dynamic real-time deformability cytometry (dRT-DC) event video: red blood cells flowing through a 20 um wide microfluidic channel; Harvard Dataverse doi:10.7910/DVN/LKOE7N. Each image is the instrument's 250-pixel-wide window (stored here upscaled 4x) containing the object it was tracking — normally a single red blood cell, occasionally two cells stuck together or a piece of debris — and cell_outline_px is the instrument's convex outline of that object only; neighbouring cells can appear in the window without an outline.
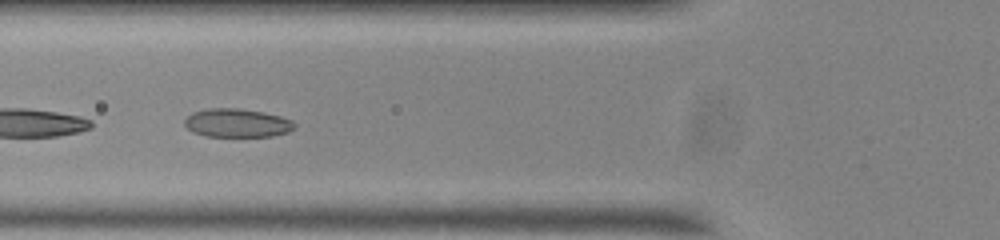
{"species": "common noctule bat (a hibernating species)", "species_latin": "Nyctalus noctula", "temperature_condition": "room temperature", "stored_images_in_passage": 22, "camera_frame_rate_fps": 3000, "um_per_image_px": 0.085, "animal": {"sex": "male", "body_mass_g": 20.0, "forearm_length_mm": 53.3}, "frame": {"image": 1, "passage_image": 7, "time_ms": 2.0, "image_size_px": [1000, 240], "cell_outline_px": [[296, 128], [288, 132], [272, 136], [204, 136], [192, 132], [184, 124], [184, 120], [192, 112], [208, 108], [240, 108], [264, 112], [280, 116], [292, 120], [296, 124]], "centroid_in_image_um": [20.16, 10.45], "position_along_channel_um": 105.6, "area_um2": 18.44}}